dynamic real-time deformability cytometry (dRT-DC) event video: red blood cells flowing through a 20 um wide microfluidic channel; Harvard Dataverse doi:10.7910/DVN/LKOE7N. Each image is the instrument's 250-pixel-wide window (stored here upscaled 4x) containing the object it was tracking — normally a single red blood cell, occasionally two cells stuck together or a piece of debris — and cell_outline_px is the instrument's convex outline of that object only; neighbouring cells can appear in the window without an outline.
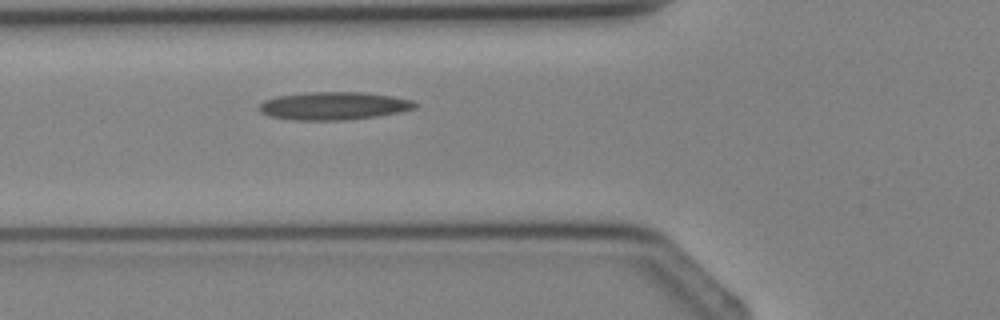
{"species": "Egyptian fruit bat (a non-hibernating species)", "species_latin": "Rousettus aegyptiacus", "temperature_condition": "cold", "stored_images_in_passage": 2, "camera_frame_rate_fps": 3000, "um_per_image_px": 0.085, "animal": {"sex": "female"}, "frame": {"image": 1, "passage_image": 2, "time_ms": 1.333, "image_size_px": [1000, 320], "cell_outline_px": [[420, 104], [416, 108], [400, 112], [376, 116], [344, 120], [292, 120], [268, 116], [260, 112], [260, 104], [264, 100], [276, 96], [308, 92], [364, 92], [392, 96], [412, 100]], "centroid_in_image_um": [28.38, 8.99], "position_along_channel_um": 97.4, "area_um2": 25.49}}